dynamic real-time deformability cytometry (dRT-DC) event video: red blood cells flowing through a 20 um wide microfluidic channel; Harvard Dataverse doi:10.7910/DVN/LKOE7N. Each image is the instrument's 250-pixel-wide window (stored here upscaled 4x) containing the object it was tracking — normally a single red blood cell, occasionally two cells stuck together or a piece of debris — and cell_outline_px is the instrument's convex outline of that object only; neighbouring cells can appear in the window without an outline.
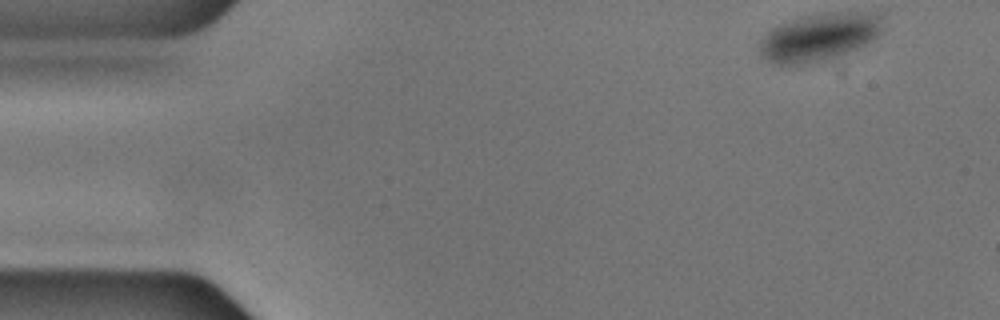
{"species": "common noctule bat (a hibernating species)", "species_latin": "Nyctalus noctula", "temperature_condition": "cold", "stored_images_in_passage": 7, "camera_frame_rate_fps": 3000, "um_per_image_px": 0.085, "animal": {"sex": "male", "body_mass_g": 17.9, "forearm_length_mm": 54.2}, "frame": {"image": 1, "passage_image": 1, "time_ms": 0.0, "image_size_px": [1000, 320], "cell_outline_px": [[880, 32], [872, 40], [848, 52], [816, 60], [796, 64], [780, 64], [768, 60], [760, 52], [760, 40], [772, 28], [780, 24], [816, 12], [876, 12], [880, 16]], "centroid_in_image_um": [69.62, 3.09], "position_along_channel_um": 15.4, "area_um2": 33.23}}